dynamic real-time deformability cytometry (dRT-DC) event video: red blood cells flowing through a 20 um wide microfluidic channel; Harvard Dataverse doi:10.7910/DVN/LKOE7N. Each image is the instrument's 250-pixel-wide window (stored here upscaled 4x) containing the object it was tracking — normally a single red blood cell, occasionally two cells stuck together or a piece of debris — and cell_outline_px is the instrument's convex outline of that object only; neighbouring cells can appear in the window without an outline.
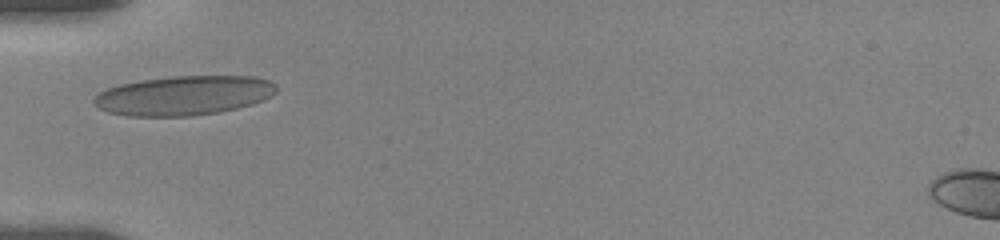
{"species": "human", "species_latin": "Homo sapiens", "temperature_condition": "room temperature", "stored_images_in_passage": 32, "camera_frame_rate_fps": 3000, "um_per_image_px": 0.085, "donor": {"sex": "female"}, "frame": {"image": 1, "passage_image": 1, "time_ms": 0.0, "image_size_px": [1000, 240], "cell_outline_px": [[276, 92], [272, 96], [264, 100], [252, 104], [220, 112], [192, 116], [128, 116], [108, 112], [92, 104], [92, 100], [100, 92], [108, 88], [120, 84], [140, 80], [172, 76], [256, 76], [268, 80], [276, 84]], "centroid_in_image_um": [15.64, 8.12], "position_along_channel_um": 69.4, "area_um2": 42.14}}
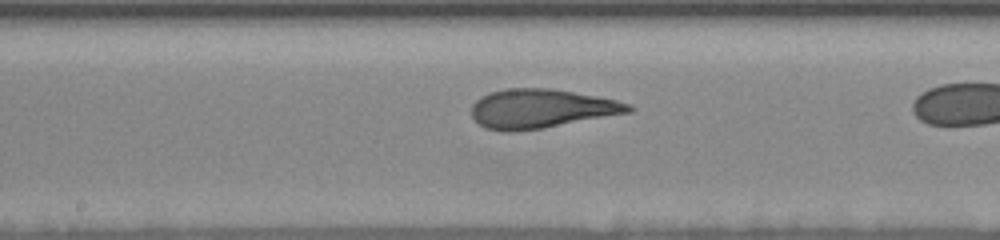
{"frame": {"image": 2, "passage_image": 16, "time_ms": 2.667, "image_size_px": [1000, 240], "cell_outline_px": [[636, 108], [632, 112], [544, 128], [508, 132], [484, 128], [472, 116], [472, 104], [476, 100], [488, 92], [504, 88], [552, 88], [596, 96], [616, 100], [628, 104]], "centroid_in_image_um": [45.99, 9.23], "position_along_channel_um": 202.2, "area_um2": 35.84}}
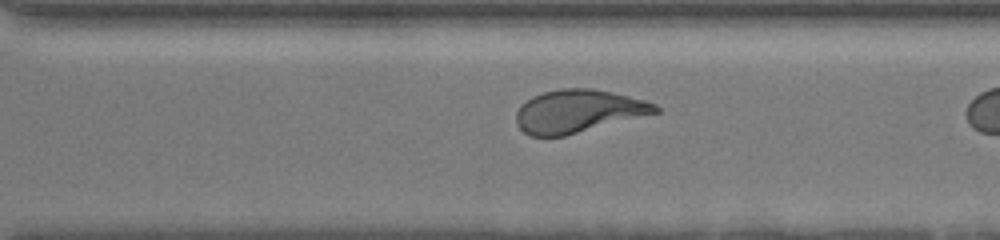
{"frame": {"image": 3, "passage_image": 27, "time_ms": 6.0, "image_size_px": [1000, 240], "cell_outline_px": [[660, 112], [564, 136], [532, 136], [524, 132], [520, 128], [516, 120], [516, 112], [520, 104], [532, 96], [544, 92], [560, 88], [592, 88], [612, 92], [644, 100], [656, 104], [660, 108]], "centroid_in_image_um": [49.14, 9.44], "position_along_channel_um": 321.5, "area_um2": 34.74}}